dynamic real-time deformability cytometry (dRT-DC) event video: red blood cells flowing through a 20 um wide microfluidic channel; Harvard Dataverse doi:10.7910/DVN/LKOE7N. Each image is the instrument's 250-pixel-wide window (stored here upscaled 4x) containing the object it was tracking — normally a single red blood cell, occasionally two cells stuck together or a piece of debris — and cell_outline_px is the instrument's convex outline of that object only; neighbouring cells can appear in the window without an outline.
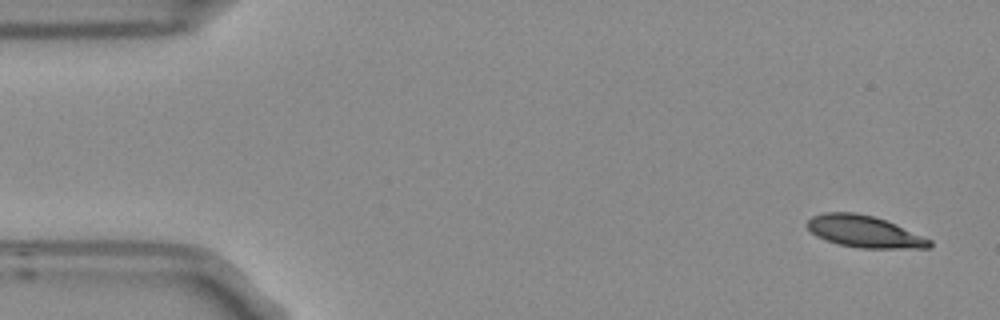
{"species": "Egyptian fruit bat (a non-hibernating species)", "species_latin": "Rousettus aegyptiacus", "temperature_condition": "room temperature", "stored_images_in_passage": 5, "camera_frame_rate_fps": 3000, "um_per_image_px": 0.085, "frame": {"image": 1, "passage_image": 1, "time_ms": 0.0, "image_size_px": [1000, 320], "cell_outline_px": [[932, 244], [928, 248], [860, 248], [840, 244], [816, 236], [808, 228], [808, 220], [812, 216], [824, 212], [856, 212], [872, 216], [884, 220], [932, 240]], "centroid_in_image_um": [73.45, 19.68], "position_along_channel_um": 11.5, "area_um2": 22.25}}
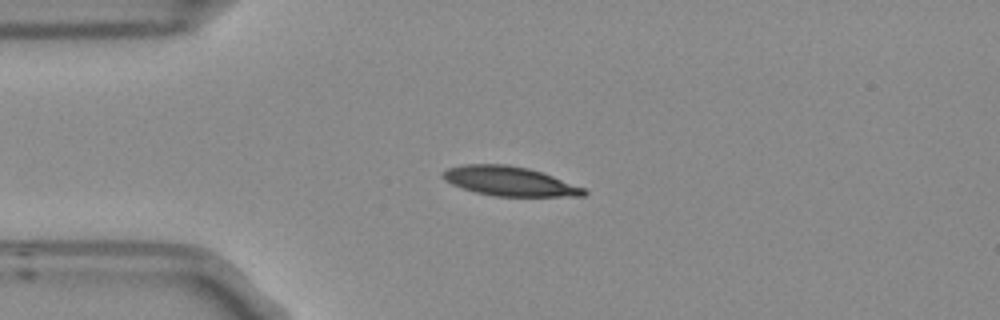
{"frame": {"image": 2, "passage_image": 4, "time_ms": 1.0, "image_size_px": [1000, 320], "cell_outline_px": [[588, 192], [584, 196], [496, 196], [476, 192], [452, 184], [444, 180], [440, 176], [448, 168], [464, 164], [508, 164], [528, 168], [552, 176], [584, 188]], "centroid_in_image_um": [43.29, 15.4], "position_along_channel_um": 41.7, "area_um2": 23.87}}